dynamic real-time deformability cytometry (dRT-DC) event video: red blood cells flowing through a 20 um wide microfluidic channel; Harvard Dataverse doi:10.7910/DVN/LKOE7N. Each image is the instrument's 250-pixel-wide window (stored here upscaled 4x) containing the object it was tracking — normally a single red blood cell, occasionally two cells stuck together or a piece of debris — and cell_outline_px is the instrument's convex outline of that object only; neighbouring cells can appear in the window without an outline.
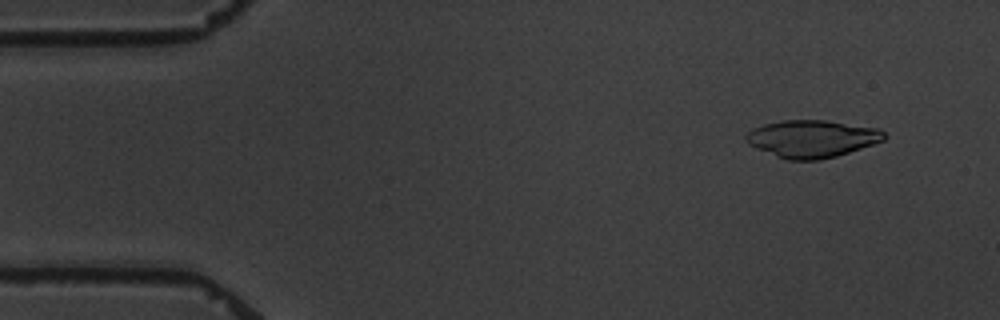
{"species": "common noctule bat (a hibernating species)", "species_latin": "Nyctalus noctula", "temperature_condition": "warm", "stored_images_in_passage": 5, "camera_frame_rate_fps": 3000, "um_per_image_px": 0.085, "animal": {"sex": "male", "body_mass_g": 19.5, "forearm_length_mm": 54.6}, "frame": {"image": 1, "passage_image": 2, "time_ms": 1.333, "image_size_px": [1000, 320], "cell_outline_px": [[888, 136], [884, 140], [836, 156], [820, 160], [788, 160], [776, 156], [756, 148], [748, 144], [744, 140], [744, 136], [752, 128], [764, 124], [780, 120], [828, 120], [880, 128]], "centroid_in_image_um": [69.0, 11.78], "position_along_channel_um": 16.0, "area_um2": 30.29}}